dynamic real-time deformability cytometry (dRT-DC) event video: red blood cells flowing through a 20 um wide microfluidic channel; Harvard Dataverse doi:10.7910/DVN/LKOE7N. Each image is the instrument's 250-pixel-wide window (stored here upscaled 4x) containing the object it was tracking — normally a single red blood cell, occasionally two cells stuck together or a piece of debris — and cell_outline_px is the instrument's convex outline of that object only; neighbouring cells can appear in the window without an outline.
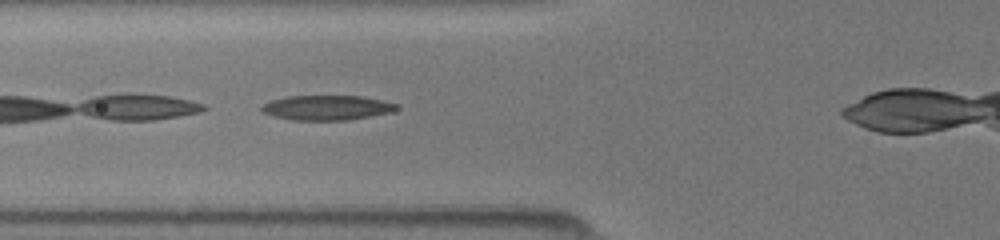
{"species": "common noctule bat (a hibernating species)", "species_latin": "Nyctalus noctula", "temperature_condition": "room temperature", "stored_images_in_passage": 20, "camera_frame_rate_fps": 3000, "um_per_image_px": 0.085, "animal": {"sex": "female", "body_mass_g": 19.5, "forearm_length_mm": 54.1}, "frame": {"image": 1, "passage_image": 6, "time_ms": 1.667, "image_size_px": [1000, 240], "cell_outline_px": [[396, 108], [388, 112], [348, 120], [292, 120], [272, 116], [260, 112], [260, 108], [268, 100], [284, 96], [360, 96], [380, 100], [396, 104]], "centroid_in_image_um": [27.63, 9.15], "position_along_channel_um": 98.2, "area_um2": 19.36}}